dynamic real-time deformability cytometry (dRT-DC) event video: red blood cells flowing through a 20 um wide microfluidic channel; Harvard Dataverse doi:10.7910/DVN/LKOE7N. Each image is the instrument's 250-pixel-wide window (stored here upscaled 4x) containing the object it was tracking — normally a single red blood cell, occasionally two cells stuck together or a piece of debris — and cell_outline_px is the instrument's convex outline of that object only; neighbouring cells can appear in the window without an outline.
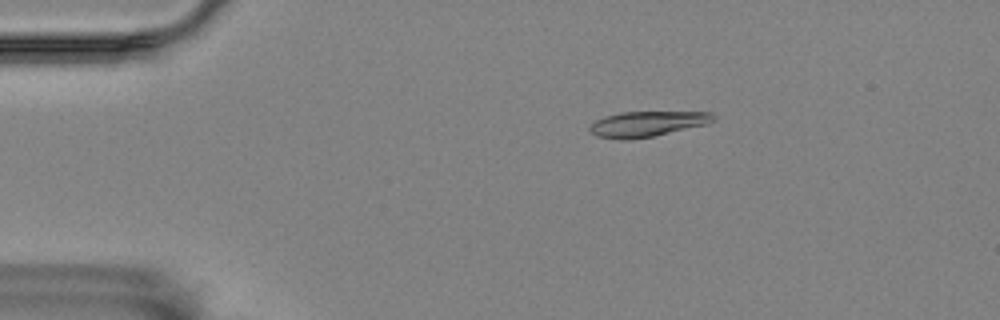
{"species": "Egyptian fruit bat (a non-hibernating species)", "species_latin": "Rousettus aegyptiacus", "temperature_condition": "room temperature", "stored_images_in_passage": 58, "camera_frame_rate_fps": 3000, "um_per_image_px": 0.085, "animal": {"sex": "female"}, "frame": {"image": 1, "passage_image": 11, "time_ms": 3.333, "image_size_px": [1000, 320], "cell_outline_px": [[716, 116], [712, 120], [704, 124], [652, 136], [628, 140], [620, 140], [596, 136], [588, 128], [596, 120], [604, 116], [620, 112], [712, 112]], "centroid_in_image_um": [54.94, 10.53], "position_along_channel_um": 30.1, "area_um2": 17.98}}
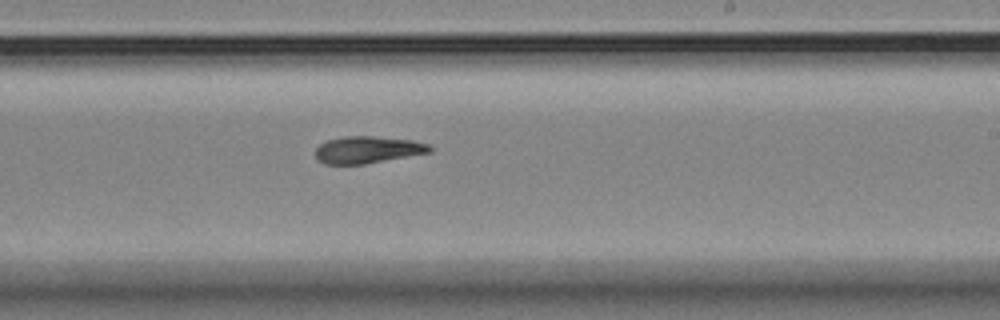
{"frame": {"image": 2, "passage_image": 35, "time_ms": 11.333, "image_size_px": [1000, 320], "cell_outline_px": [[432, 152], [364, 164], [324, 164], [316, 160], [316, 148], [320, 144], [328, 140], [344, 136], [372, 136], [412, 140], [428, 144], [432, 148]], "centroid_in_image_um": [31.23, 12.73], "position_along_channel_um": 257.8, "area_um2": 17.98}}
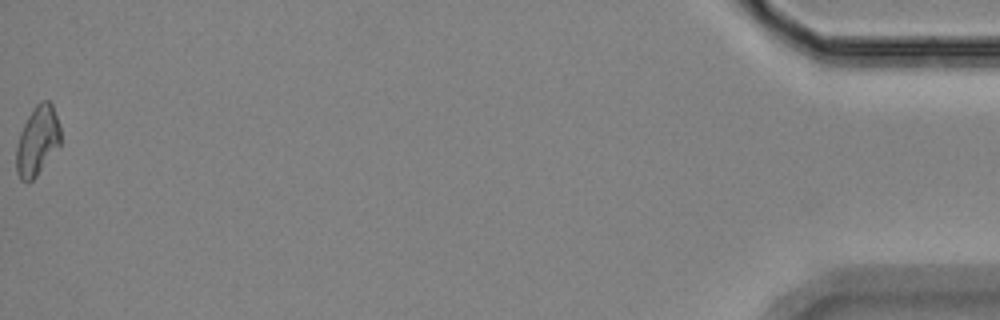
{"frame": {"image": 3, "passage_image": 58, "time_ms": 19.0, "image_size_px": [1000, 320], "cell_outline_px": [[60, 148], [36, 176], [32, 180], [20, 180], [16, 172], [16, 148], [20, 132], [32, 108], [40, 100], [48, 100], [52, 104], [60, 128]], "centroid_in_image_um": [3.18, 11.97], "position_along_channel_um": 432.0, "area_um2": 18.03}, "authors_computed_cell_mechanics": {"area_um2": 18.1781, "velocity_mm_per_s": 3.507, "shape_relaxation_time_tau1_ms": 7.2012, "shape_relaxation_time_tau2_ms": 6.1305, "deformation_change_tau1": 0.1849, "deformation_change_tau2": 0.113}}